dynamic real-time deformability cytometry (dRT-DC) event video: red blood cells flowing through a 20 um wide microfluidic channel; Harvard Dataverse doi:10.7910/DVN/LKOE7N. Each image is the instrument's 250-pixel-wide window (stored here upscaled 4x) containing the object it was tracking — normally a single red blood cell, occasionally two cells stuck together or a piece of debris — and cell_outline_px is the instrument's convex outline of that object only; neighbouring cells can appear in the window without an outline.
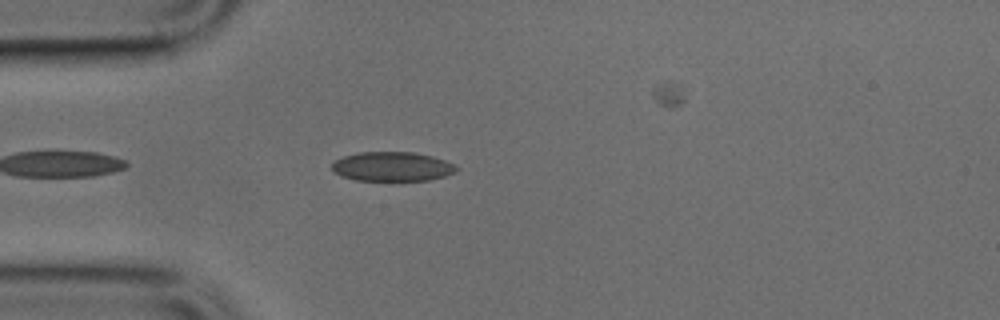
{"species": "common noctule bat (a hibernating species)", "species_latin": "Nyctalus noctula", "temperature_condition": "cold", "stored_images_in_passage": 8, "camera_frame_rate_fps": 3000, "um_per_image_px": 0.085, "animal": {"sex": "male", "body_mass_g": 17.9, "forearm_length_mm": 54.2}, "frame": {"image": 1, "passage_image": 4, "time_ms": 1.0, "image_size_px": [1000, 320], "cell_outline_px": [[460, 168], [456, 172], [444, 176], [428, 180], [356, 180], [344, 176], [336, 172], [332, 168], [332, 164], [336, 160], [344, 156], [360, 152], [416, 152], [432, 156], [444, 160]], "centroid_in_image_um": [33.38, 14.15], "position_along_channel_um": 51.6, "area_um2": 21.04}}
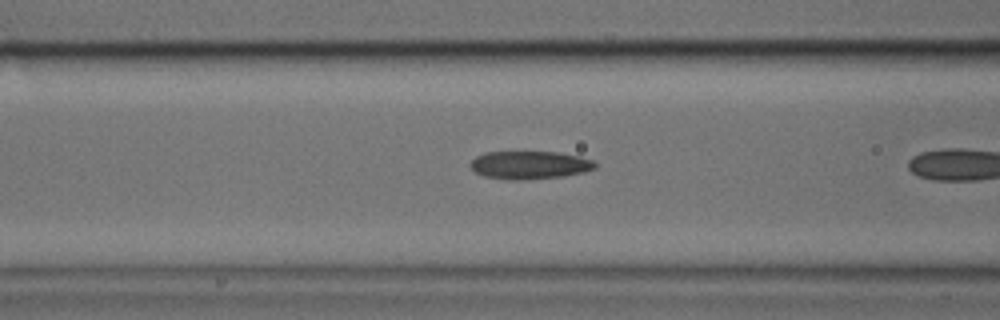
{"frame": {"image": 2, "passage_image": 7, "time_ms": 2.0, "image_size_px": [1000, 320], "cell_outline_px": [[596, 168], [584, 172], [564, 176], [520, 180], [508, 180], [484, 176], [476, 172], [468, 164], [476, 156], [484, 152], [560, 152], [580, 156], [592, 160], [596, 164]], "centroid_in_image_um": [45.02, 14.02], "position_along_channel_um": 121.6, "area_um2": 20.46}}